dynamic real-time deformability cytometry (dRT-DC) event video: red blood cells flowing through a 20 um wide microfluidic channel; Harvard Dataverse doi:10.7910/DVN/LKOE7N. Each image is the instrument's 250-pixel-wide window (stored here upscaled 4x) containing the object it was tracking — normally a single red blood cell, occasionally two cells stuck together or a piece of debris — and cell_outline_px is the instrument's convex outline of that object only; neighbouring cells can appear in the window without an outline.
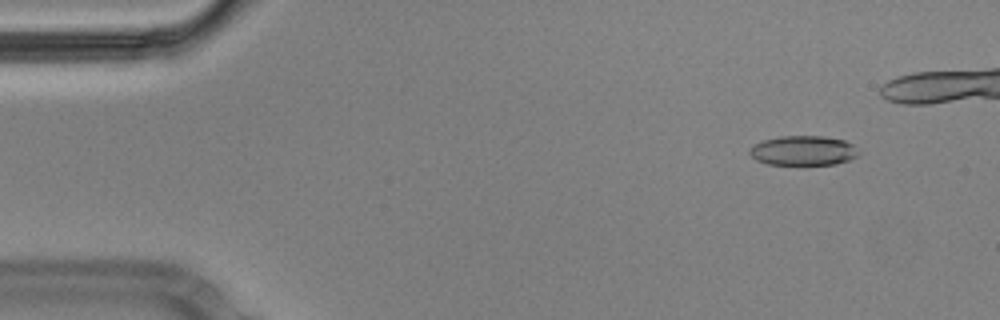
{"species": "Egyptian fruit bat (a non-hibernating species)", "species_latin": "Rousettus aegyptiacus", "temperature_condition": "cold", "stored_images_in_passage": 46, "camera_frame_rate_fps": 3000, "um_per_image_px": 0.085, "animal": {"sex": "male"}, "frame": {"image": 1, "passage_image": 6, "time_ms": 1.667, "image_size_px": [1000, 320], "cell_outline_px": [[860, 152], [856, 156], [848, 160], [836, 164], [768, 164], [756, 160], [748, 152], [748, 148], [752, 144], [764, 140], [780, 136], [824, 136], [844, 140], [852, 144]], "centroid_in_image_um": [68.25, 12.79], "position_along_channel_um": 16.8, "area_um2": 18.84}}
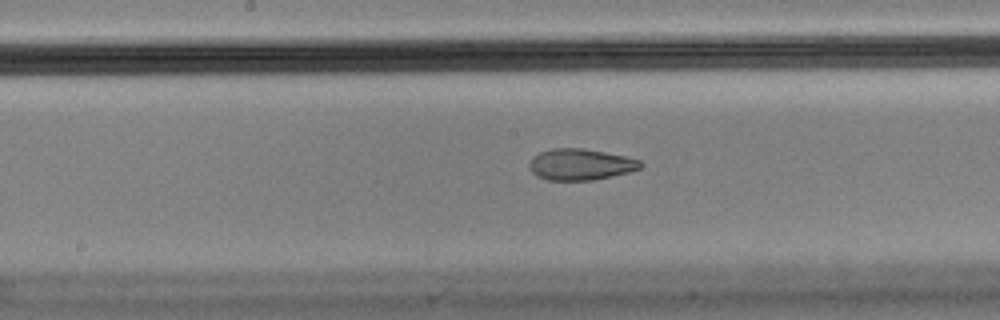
{"frame": {"image": 2, "passage_image": 29, "time_ms": 9.333, "image_size_px": [1000, 320], "cell_outline_px": [[644, 164], [640, 168], [628, 172], [612, 176], [592, 180], [548, 180], [536, 176], [532, 172], [528, 164], [532, 156], [540, 152], [552, 148], [580, 148], [604, 152], [624, 156], [640, 160]], "centroid_in_image_um": [49.31, 13.98], "position_along_channel_um": 198.9, "area_um2": 20.23}}
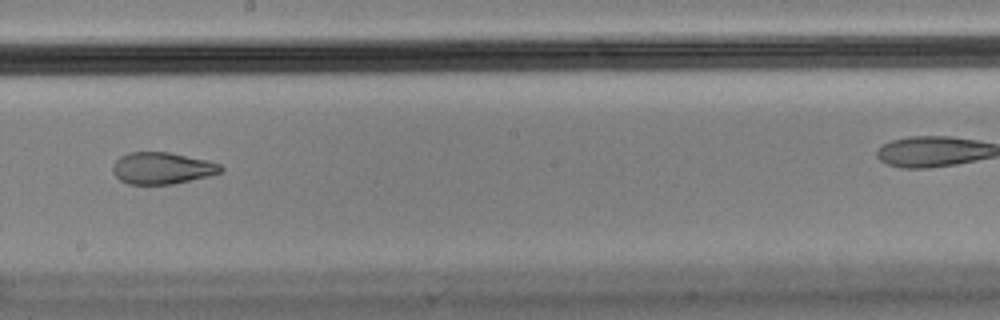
{"frame": {"image": 3, "passage_image": 32, "time_ms": 10.333, "image_size_px": [1000, 320], "cell_outline_px": [[224, 168], [220, 172], [208, 176], [172, 184], [128, 184], [120, 180], [112, 172], [112, 164], [120, 156], [128, 152], [168, 152], [208, 160], [220, 164]], "centroid_in_image_um": [13.75, 14.29], "position_along_channel_um": 234.5, "area_um2": 20.0}}